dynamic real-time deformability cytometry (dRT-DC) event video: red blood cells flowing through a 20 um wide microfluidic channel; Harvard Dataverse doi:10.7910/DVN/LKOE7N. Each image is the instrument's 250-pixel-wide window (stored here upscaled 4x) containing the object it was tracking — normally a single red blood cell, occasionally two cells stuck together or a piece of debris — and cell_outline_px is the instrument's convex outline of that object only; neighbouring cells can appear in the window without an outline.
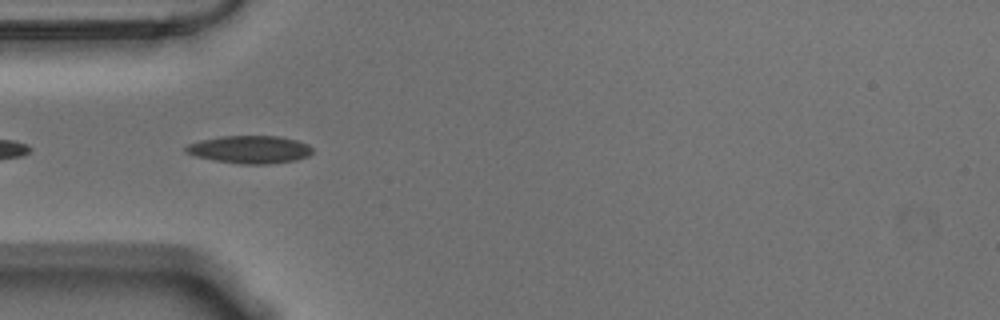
{"species": "Egyptian fruit bat (a non-hibernating species)", "species_latin": "Rousettus aegyptiacus", "temperature_condition": "warm", "stored_images_in_passage": 8, "camera_frame_rate_fps": 3000, "um_per_image_px": 0.085, "animal": {"sex": "male"}, "frame": {"image": 1, "passage_image": 2, "time_ms": 0.333, "image_size_px": [1000, 320], "cell_outline_px": [[312, 152], [308, 156], [296, 160], [268, 164], [240, 164], [216, 160], [196, 156], [184, 152], [184, 148], [188, 144], [200, 140], [220, 136], [280, 136], [296, 140], [308, 144], [312, 148]], "centroid_in_image_um": [21.23, 12.7], "position_along_channel_um": 63.8, "area_um2": 20.46}}
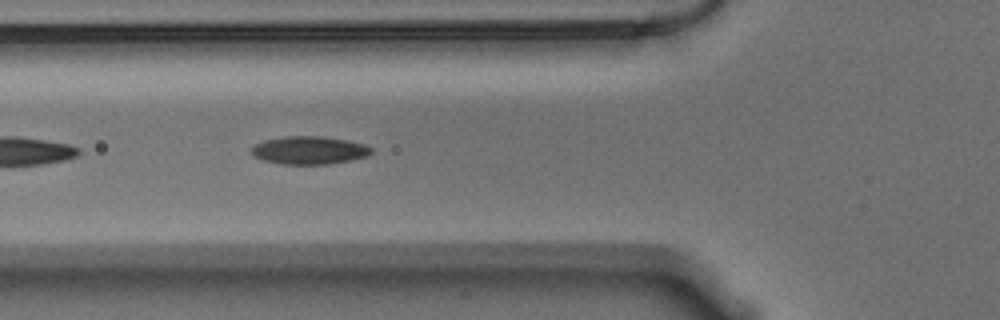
{"frame": {"image": 2, "passage_image": 5, "time_ms": 1.333, "image_size_px": [1000, 320], "cell_outline_px": [[372, 152], [368, 156], [328, 164], [280, 164], [264, 160], [252, 156], [252, 148], [256, 144], [264, 140], [284, 136], [324, 136], [348, 140], [364, 144], [372, 148]], "centroid_in_image_um": [26.28, 12.76], "position_along_channel_um": 99.5, "area_um2": 19.54}}